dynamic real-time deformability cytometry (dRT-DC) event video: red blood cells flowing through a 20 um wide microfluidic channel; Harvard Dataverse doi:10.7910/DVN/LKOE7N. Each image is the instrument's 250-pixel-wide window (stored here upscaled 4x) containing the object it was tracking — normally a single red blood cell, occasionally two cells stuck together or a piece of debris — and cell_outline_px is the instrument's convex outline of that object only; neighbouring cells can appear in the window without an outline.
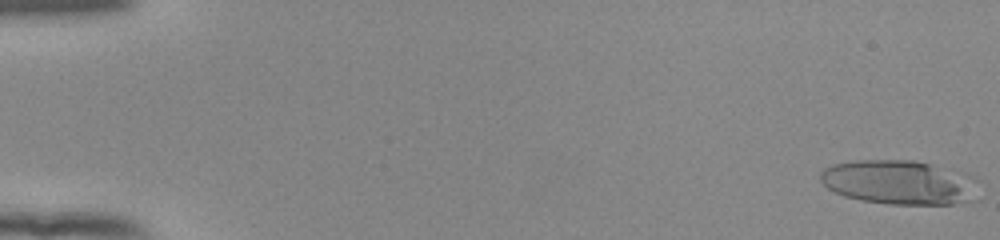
{"species": "human", "species_latin": "Homo sapiens", "temperature_condition": "room temperature", "stored_images_in_passage": 53, "camera_frame_rate_fps": 3000, "um_per_image_px": 0.085, "donor": {"sex": "female"}, "frame": {"image": 1, "passage_image": 1, "time_ms": 0.0, "image_size_px": [1000, 240], "cell_outline_px": [[980, 200], [952, 204], [888, 204], [860, 200], [844, 196], [828, 188], [820, 180], [820, 172], [824, 168], [832, 164], [852, 160], [912, 160], [964, 172], [972, 176], [976, 180]], "centroid_in_image_um": [76.49, 15.5], "position_along_channel_um": 8.5, "area_um2": 41.44}}
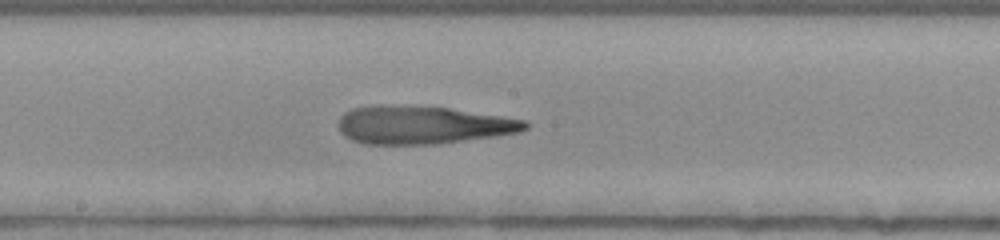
{"frame": {"image": 2, "passage_image": 30, "time_ms": 9.667, "image_size_px": [1000, 240], "cell_outline_px": [[528, 128], [520, 132], [496, 136], [432, 144], [364, 144], [352, 140], [344, 136], [340, 132], [340, 116], [344, 112], [352, 108], [376, 104], [448, 108], [500, 116], [524, 120], [528, 124]], "centroid_in_image_um": [35.88, 10.62], "position_along_channel_um": 212.3, "area_um2": 41.15}}
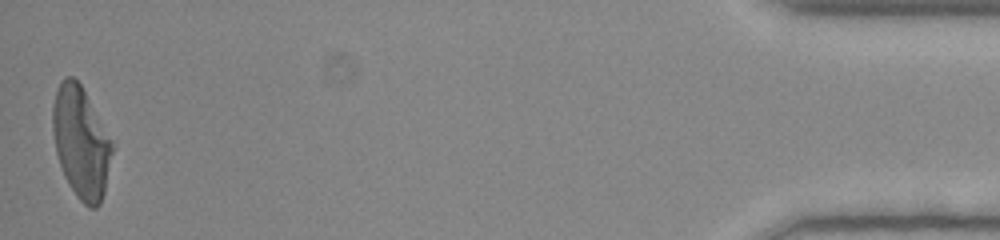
{"frame": {"image": 3, "passage_image": 53, "time_ms": 17.333, "image_size_px": [1000, 240], "cell_outline_px": [[112, 152], [104, 192], [100, 204], [96, 208], [88, 208], [76, 196], [68, 184], [64, 176], [56, 152], [52, 132], [52, 108], [56, 92], [60, 80], [64, 76], [72, 76], [80, 84], [112, 140]], "centroid_in_image_um": [6.86, 12.11], "position_along_channel_um": 428.3, "area_um2": 38.38}, "authors_computed_cell_mechanics": {"area_um2": 40.4022, "velocity_mm_per_s": 3.9241, "shape_relaxation_time_tau1_ms": null, "shape_relaxation_time_tau2_ms": 2.3708, "deformation_change_tau1": null, "deformation_change_tau2": 0.1502}}